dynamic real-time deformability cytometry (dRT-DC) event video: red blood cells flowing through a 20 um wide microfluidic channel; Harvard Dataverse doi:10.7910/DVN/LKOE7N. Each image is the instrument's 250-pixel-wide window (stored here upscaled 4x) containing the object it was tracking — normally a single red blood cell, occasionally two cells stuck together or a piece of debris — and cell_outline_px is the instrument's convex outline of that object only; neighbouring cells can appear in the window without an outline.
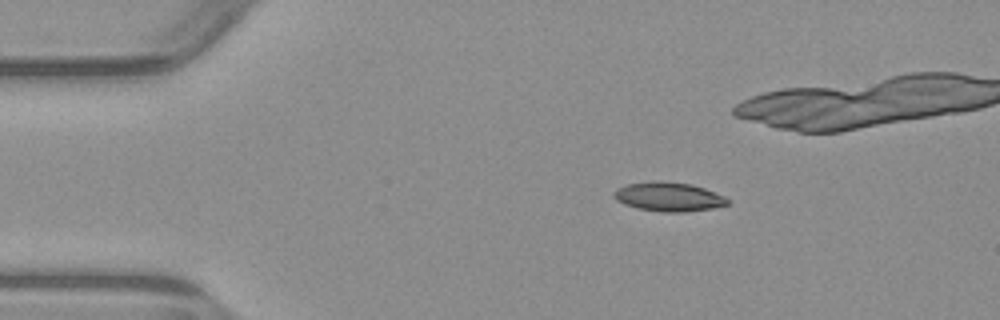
{"species": "common noctule bat (a hibernating species)", "species_latin": "Nyctalus noctula", "temperature_condition": "warm", "stored_images_in_passage": 8, "camera_frame_rate_fps": 3000, "um_per_image_px": 0.085, "animal": {"sex": "male", "body_mass_g": 23.1, "forearm_length_mm": 52.7}, "frame": {"image": 1, "passage_image": 2, "time_ms": 1.0, "image_size_px": [1000, 320], "cell_outline_px": [[728, 204], [712, 208], [684, 212], [664, 212], [640, 208], [624, 204], [616, 200], [612, 196], [612, 192], [616, 188], [628, 184], [652, 180], [656, 180], [692, 184], [704, 188], [724, 196], [728, 200]], "centroid_in_image_um": [56.79, 16.71], "position_along_channel_um": 28.2, "area_um2": 19.25}}